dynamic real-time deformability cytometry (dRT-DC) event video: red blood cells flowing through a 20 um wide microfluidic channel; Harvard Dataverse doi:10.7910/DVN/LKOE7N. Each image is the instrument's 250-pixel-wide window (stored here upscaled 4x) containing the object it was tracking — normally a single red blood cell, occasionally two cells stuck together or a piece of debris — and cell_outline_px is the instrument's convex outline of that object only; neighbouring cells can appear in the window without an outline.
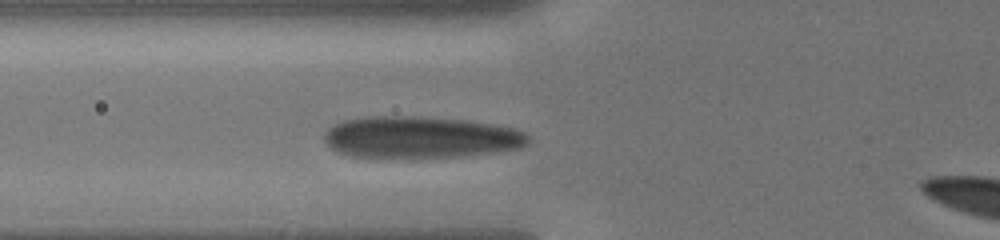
{"species": "human", "species_latin": "Homo sapiens", "temperature_condition": "cold", "stored_images_in_passage": 3, "camera_frame_rate_fps": 3000, "um_per_image_px": 0.085, "donor": {"sex": "male"}, "frame": {"image": 1, "passage_image": 3, "time_ms": 1.333, "image_size_px": [1000, 240], "cell_outline_px": [[528, 140], [520, 148], [492, 152], [460, 156], [352, 156], [336, 152], [324, 140], [324, 132], [332, 124], [344, 120], [368, 116], [412, 116], [464, 120], [492, 124], [512, 128], [524, 132], [528, 136]], "centroid_in_image_um": [35.68, 11.64], "position_along_channel_um": 90.1, "area_um2": 48.78}}